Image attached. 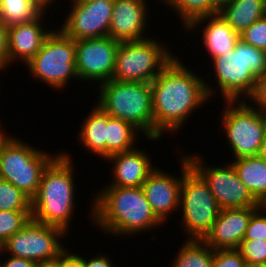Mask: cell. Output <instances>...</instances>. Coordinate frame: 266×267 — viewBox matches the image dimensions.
I'll use <instances>...</instances> for the list:
<instances>
[{
    "label": "cell",
    "mask_w": 266,
    "mask_h": 267,
    "mask_svg": "<svg viewBox=\"0 0 266 267\" xmlns=\"http://www.w3.org/2000/svg\"><path fill=\"white\" fill-rule=\"evenodd\" d=\"M185 65L176 55L150 83L154 138L168 132L177 135L190 115L210 99L201 74Z\"/></svg>",
    "instance_id": "6da1fadb"
},
{
    "label": "cell",
    "mask_w": 266,
    "mask_h": 267,
    "mask_svg": "<svg viewBox=\"0 0 266 267\" xmlns=\"http://www.w3.org/2000/svg\"><path fill=\"white\" fill-rule=\"evenodd\" d=\"M90 204L93 225L109 236L132 237L164 224L152 210L142 187L104 186Z\"/></svg>",
    "instance_id": "7a4b0ae2"
},
{
    "label": "cell",
    "mask_w": 266,
    "mask_h": 267,
    "mask_svg": "<svg viewBox=\"0 0 266 267\" xmlns=\"http://www.w3.org/2000/svg\"><path fill=\"white\" fill-rule=\"evenodd\" d=\"M71 155L59 153L44 169L39 189L31 200L32 218L63 229L67 234L76 203V184Z\"/></svg>",
    "instance_id": "3957f363"
},
{
    "label": "cell",
    "mask_w": 266,
    "mask_h": 267,
    "mask_svg": "<svg viewBox=\"0 0 266 267\" xmlns=\"http://www.w3.org/2000/svg\"><path fill=\"white\" fill-rule=\"evenodd\" d=\"M210 61L212 70H215L212 77L216 78L213 80L216 84L210 86V82L205 80V85L211 100L216 92L224 101L246 100L252 93L257 78L266 74V51L250 46L241 39L233 50Z\"/></svg>",
    "instance_id": "277c9868"
},
{
    "label": "cell",
    "mask_w": 266,
    "mask_h": 267,
    "mask_svg": "<svg viewBox=\"0 0 266 267\" xmlns=\"http://www.w3.org/2000/svg\"><path fill=\"white\" fill-rule=\"evenodd\" d=\"M99 105L108 115L131 123L147 140L154 138L151 84L119 82L113 79L99 85Z\"/></svg>",
    "instance_id": "5b68a950"
},
{
    "label": "cell",
    "mask_w": 266,
    "mask_h": 267,
    "mask_svg": "<svg viewBox=\"0 0 266 267\" xmlns=\"http://www.w3.org/2000/svg\"><path fill=\"white\" fill-rule=\"evenodd\" d=\"M152 37L119 43L113 80L151 83L174 59L175 53L170 51L172 49L165 42Z\"/></svg>",
    "instance_id": "8992f818"
},
{
    "label": "cell",
    "mask_w": 266,
    "mask_h": 267,
    "mask_svg": "<svg viewBox=\"0 0 266 267\" xmlns=\"http://www.w3.org/2000/svg\"><path fill=\"white\" fill-rule=\"evenodd\" d=\"M179 210L187 239L203 240L210 232L221 208L207 182L190 165L183 171ZM187 233V234H186Z\"/></svg>",
    "instance_id": "52a82bcc"
},
{
    "label": "cell",
    "mask_w": 266,
    "mask_h": 267,
    "mask_svg": "<svg viewBox=\"0 0 266 267\" xmlns=\"http://www.w3.org/2000/svg\"><path fill=\"white\" fill-rule=\"evenodd\" d=\"M39 150L13 136L0 155V179L10 182L32 200L39 189L44 169L58 155Z\"/></svg>",
    "instance_id": "ba28073f"
},
{
    "label": "cell",
    "mask_w": 266,
    "mask_h": 267,
    "mask_svg": "<svg viewBox=\"0 0 266 267\" xmlns=\"http://www.w3.org/2000/svg\"><path fill=\"white\" fill-rule=\"evenodd\" d=\"M32 77L53 89H64L76 71V44L61 29L52 30L40 51L25 66Z\"/></svg>",
    "instance_id": "9c48e42d"
},
{
    "label": "cell",
    "mask_w": 266,
    "mask_h": 267,
    "mask_svg": "<svg viewBox=\"0 0 266 267\" xmlns=\"http://www.w3.org/2000/svg\"><path fill=\"white\" fill-rule=\"evenodd\" d=\"M246 101H224L221 109L220 123H223L232 159L258 155L266 137V113L252 108Z\"/></svg>",
    "instance_id": "30bf717a"
},
{
    "label": "cell",
    "mask_w": 266,
    "mask_h": 267,
    "mask_svg": "<svg viewBox=\"0 0 266 267\" xmlns=\"http://www.w3.org/2000/svg\"><path fill=\"white\" fill-rule=\"evenodd\" d=\"M67 233L56 226L35 221L33 218L4 242V254L38 263L56 260L67 248L60 241ZM6 252V253H5Z\"/></svg>",
    "instance_id": "8fae6325"
},
{
    "label": "cell",
    "mask_w": 266,
    "mask_h": 267,
    "mask_svg": "<svg viewBox=\"0 0 266 267\" xmlns=\"http://www.w3.org/2000/svg\"><path fill=\"white\" fill-rule=\"evenodd\" d=\"M185 154L190 165L207 182L221 209L261 206L240 180L230 161L224 167H218L216 164L207 166L208 163L204 162L205 158L202 155L200 156L196 152L195 154Z\"/></svg>",
    "instance_id": "7c38bea8"
},
{
    "label": "cell",
    "mask_w": 266,
    "mask_h": 267,
    "mask_svg": "<svg viewBox=\"0 0 266 267\" xmlns=\"http://www.w3.org/2000/svg\"><path fill=\"white\" fill-rule=\"evenodd\" d=\"M72 1V2H71ZM60 29L75 41L109 36L114 0H71Z\"/></svg>",
    "instance_id": "4fadbf2b"
},
{
    "label": "cell",
    "mask_w": 266,
    "mask_h": 267,
    "mask_svg": "<svg viewBox=\"0 0 266 267\" xmlns=\"http://www.w3.org/2000/svg\"><path fill=\"white\" fill-rule=\"evenodd\" d=\"M76 44L79 80L102 84L112 79L119 42L109 36L80 39Z\"/></svg>",
    "instance_id": "5bb4252c"
},
{
    "label": "cell",
    "mask_w": 266,
    "mask_h": 267,
    "mask_svg": "<svg viewBox=\"0 0 266 267\" xmlns=\"http://www.w3.org/2000/svg\"><path fill=\"white\" fill-rule=\"evenodd\" d=\"M180 152L181 173L180 176H172L156 167L141 186L147 201L156 216L165 224L175 211H179L180 188L183 179V171L190 166L186 154ZM182 155V156H181ZM171 214V215H170ZM169 217V218H168Z\"/></svg>",
    "instance_id": "9a60e30c"
},
{
    "label": "cell",
    "mask_w": 266,
    "mask_h": 267,
    "mask_svg": "<svg viewBox=\"0 0 266 267\" xmlns=\"http://www.w3.org/2000/svg\"><path fill=\"white\" fill-rule=\"evenodd\" d=\"M148 3L147 0H114L109 37L119 43L151 37L145 32L149 26Z\"/></svg>",
    "instance_id": "2e32d148"
},
{
    "label": "cell",
    "mask_w": 266,
    "mask_h": 267,
    "mask_svg": "<svg viewBox=\"0 0 266 267\" xmlns=\"http://www.w3.org/2000/svg\"><path fill=\"white\" fill-rule=\"evenodd\" d=\"M46 12L47 10H43L38 16L27 22L8 25V68L19 60L27 65L40 51L44 40L52 31L47 29L44 24L45 20L43 19L47 15Z\"/></svg>",
    "instance_id": "e0dca14e"
},
{
    "label": "cell",
    "mask_w": 266,
    "mask_h": 267,
    "mask_svg": "<svg viewBox=\"0 0 266 267\" xmlns=\"http://www.w3.org/2000/svg\"><path fill=\"white\" fill-rule=\"evenodd\" d=\"M259 207L221 209L212 229L203 241L213 250L238 249L249 220Z\"/></svg>",
    "instance_id": "ac0fdd59"
},
{
    "label": "cell",
    "mask_w": 266,
    "mask_h": 267,
    "mask_svg": "<svg viewBox=\"0 0 266 267\" xmlns=\"http://www.w3.org/2000/svg\"><path fill=\"white\" fill-rule=\"evenodd\" d=\"M146 148H134L132 150L115 153L105 159L113 164L110 183L105 186L118 187H141L143 182L148 178L150 173L156 168L152 165L151 158L146 153ZM113 179V180H112Z\"/></svg>",
    "instance_id": "d6986e66"
},
{
    "label": "cell",
    "mask_w": 266,
    "mask_h": 267,
    "mask_svg": "<svg viewBox=\"0 0 266 267\" xmlns=\"http://www.w3.org/2000/svg\"><path fill=\"white\" fill-rule=\"evenodd\" d=\"M198 28H203L201 35L205 47L202 48H205L207 54H209L208 59H213L227 51L233 50L240 39V34L219 13L194 20L185 28V32L192 33V31L198 30Z\"/></svg>",
    "instance_id": "ffe728a7"
},
{
    "label": "cell",
    "mask_w": 266,
    "mask_h": 267,
    "mask_svg": "<svg viewBox=\"0 0 266 267\" xmlns=\"http://www.w3.org/2000/svg\"><path fill=\"white\" fill-rule=\"evenodd\" d=\"M84 118L78 132L79 135H77L81 146L90 154L106 159L107 113L95 103L87 117Z\"/></svg>",
    "instance_id": "44dd1931"
},
{
    "label": "cell",
    "mask_w": 266,
    "mask_h": 267,
    "mask_svg": "<svg viewBox=\"0 0 266 267\" xmlns=\"http://www.w3.org/2000/svg\"><path fill=\"white\" fill-rule=\"evenodd\" d=\"M240 180L252 196L261 204H266V161L256 156L232 159L230 162Z\"/></svg>",
    "instance_id": "7402d4cb"
},
{
    "label": "cell",
    "mask_w": 266,
    "mask_h": 267,
    "mask_svg": "<svg viewBox=\"0 0 266 267\" xmlns=\"http://www.w3.org/2000/svg\"><path fill=\"white\" fill-rule=\"evenodd\" d=\"M219 14L239 34L266 16V0H230Z\"/></svg>",
    "instance_id": "603a6c76"
},
{
    "label": "cell",
    "mask_w": 266,
    "mask_h": 267,
    "mask_svg": "<svg viewBox=\"0 0 266 267\" xmlns=\"http://www.w3.org/2000/svg\"><path fill=\"white\" fill-rule=\"evenodd\" d=\"M138 134L142 133L131 123L107 114L106 158L137 147Z\"/></svg>",
    "instance_id": "cb8c5ba5"
},
{
    "label": "cell",
    "mask_w": 266,
    "mask_h": 267,
    "mask_svg": "<svg viewBox=\"0 0 266 267\" xmlns=\"http://www.w3.org/2000/svg\"><path fill=\"white\" fill-rule=\"evenodd\" d=\"M180 247L171 267H213V249L203 240L187 239Z\"/></svg>",
    "instance_id": "d4e9b609"
},
{
    "label": "cell",
    "mask_w": 266,
    "mask_h": 267,
    "mask_svg": "<svg viewBox=\"0 0 266 267\" xmlns=\"http://www.w3.org/2000/svg\"><path fill=\"white\" fill-rule=\"evenodd\" d=\"M164 6L171 7L181 19L185 29L194 20L219 13L210 0H162Z\"/></svg>",
    "instance_id": "484cf974"
},
{
    "label": "cell",
    "mask_w": 266,
    "mask_h": 267,
    "mask_svg": "<svg viewBox=\"0 0 266 267\" xmlns=\"http://www.w3.org/2000/svg\"><path fill=\"white\" fill-rule=\"evenodd\" d=\"M43 10L34 0H0V19L7 26L32 20Z\"/></svg>",
    "instance_id": "4316f807"
},
{
    "label": "cell",
    "mask_w": 266,
    "mask_h": 267,
    "mask_svg": "<svg viewBox=\"0 0 266 267\" xmlns=\"http://www.w3.org/2000/svg\"><path fill=\"white\" fill-rule=\"evenodd\" d=\"M31 210V200L16 186L0 179V211Z\"/></svg>",
    "instance_id": "83f0119b"
},
{
    "label": "cell",
    "mask_w": 266,
    "mask_h": 267,
    "mask_svg": "<svg viewBox=\"0 0 266 267\" xmlns=\"http://www.w3.org/2000/svg\"><path fill=\"white\" fill-rule=\"evenodd\" d=\"M32 218L31 210L0 211V240L5 242Z\"/></svg>",
    "instance_id": "f1b7e54d"
},
{
    "label": "cell",
    "mask_w": 266,
    "mask_h": 267,
    "mask_svg": "<svg viewBox=\"0 0 266 267\" xmlns=\"http://www.w3.org/2000/svg\"><path fill=\"white\" fill-rule=\"evenodd\" d=\"M238 250L246 263L266 264V240H242Z\"/></svg>",
    "instance_id": "f546056e"
},
{
    "label": "cell",
    "mask_w": 266,
    "mask_h": 267,
    "mask_svg": "<svg viewBox=\"0 0 266 267\" xmlns=\"http://www.w3.org/2000/svg\"><path fill=\"white\" fill-rule=\"evenodd\" d=\"M240 39L250 46L266 51V16L245 29L240 34Z\"/></svg>",
    "instance_id": "4dcf8cb0"
},
{
    "label": "cell",
    "mask_w": 266,
    "mask_h": 267,
    "mask_svg": "<svg viewBox=\"0 0 266 267\" xmlns=\"http://www.w3.org/2000/svg\"><path fill=\"white\" fill-rule=\"evenodd\" d=\"M266 240V206L261 205L251 216L243 240Z\"/></svg>",
    "instance_id": "1f68e13d"
},
{
    "label": "cell",
    "mask_w": 266,
    "mask_h": 267,
    "mask_svg": "<svg viewBox=\"0 0 266 267\" xmlns=\"http://www.w3.org/2000/svg\"><path fill=\"white\" fill-rule=\"evenodd\" d=\"M245 263L238 249L213 250V267H244Z\"/></svg>",
    "instance_id": "d6a6232c"
},
{
    "label": "cell",
    "mask_w": 266,
    "mask_h": 267,
    "mask_svg": "<svg viewBox=\"0 0 266 267\" xmlns=\"http://www.w3.org/2000/svg\"><path fill=\"white\" fill-rule=\"evenodd\" d=\"M247 100L249 101V105L252 108L257 109L262 113H266V74L257 78L254 89L252 93L247 97Z\"/></svg>",
    "instance_id": "836d02e7"
},
{
    "label": "cell",
    "mask_w": 266,
    "mask_h": 267,
    "mask_svg": "<svg viewBox=\"0 0 266 267\" xmlns=\"http://www.w3.org/2000/svg\"><path fill=\"white\" fill-rule=\"evenodd\" d=\"M6 68H8V26L0 19V72Z\"/></svg>",
    "instance_id": "e575fe53"
},
{
    "label": "cell",
    "mask_w": 266,
    "mask_h": 267,
    "mask_svg": "<svg viewBox=\"0 0 266 267\" xmlns=\"http://www.w3.org/2000/svg\"><path fill=\"white\" fill-rule=\"evenodd\" d=\"M57 267H84L83 257L67 249L57 258Z\"/></svg>",
    "instance_id": "d590c367"
},
{
    "label": "cell",
    "mask_w": 266,
    "mask_h": 267,
    "mask_svg": "<svg viewBox=\"0 0 266 267\" xmlns=\"http://www.w3.org/2000/svg\"><path fill=\"white\" fill-rule=\"evenodd\" d=\"M83 265L84 267H116V265L111 262L109 256L107 257L102 254H99L98 256L96 254V256H93L88 260L83 258Z\"/></svg>",
    "instance_id": "8d00e7d4"
},
{
    "label": "cell",
    "mask_w": 266,
    "mask_h": 267,
    "mask_svg": "<svg viewBox=\"0 0 266 267\" xmlns=\"http://www.w3.org/2000/svg\"><path fill=\"white\" fill-rule=\"evenodd\" d=\"M1 265L3 267H36L37 263L28 259L15 256H7L6 260H2Z\"/></svg>",
    "instance_id": "74e56055"
},
{
    "label": "cell",
    "mask_w": 266,
    "mask_h": 267,
    "mask_svg": "<svg viewBox=\"0 0 266 267\" xmlns=\"http://www.w3.org/2000/svg\"><path fill=\"white\" fill-rule=\"evenodd\" d=\"M1 126H3V125H2L1 120H0V155H1L3 147L13 137L12 133H10L11 135L9 133H6L5 129L2 128Z\"/></svg>",
    "instance_id": "f35d334b"
},
{
    "label": "cell",
    "mask_w": 266,
    "mask_h": 267,
    "mask_svg": "<svg viewBox=\"0 0 266 267\" xmlns=\"http://www.w3.org/2000/svg\"><path fill=\"white\" fill-rule=\"evenodd\" d=\"M38 5H40L44 10H49L52 4L56 2L55 0H34ZM48 8V9H47Z\"/></svg>",
    "instance_id": "ab89813d"
},
{
    "label": "cell",
    "mask_w": 266,
    "mask_h": 267,
    "mask_svg": "<svg viewBox=\"0 0 266 267\" xmlns=\"http://www.w3.org/2000/svg\"><path fill=\"white\" fill-rule=\"evenodd\" d=\"M258 156L263 158L266 161V137H265V139L263 140V142H262V144L260 146V150H259Z\"/></svg>",
    "instance_id": "60d3db41"
},
{
    "label": "cell",
    "mask_w": 266,
    "mask_h": 267,
    "mask_svg": "<svg viewBox=\"0 0 266 267\" xmlns=\"http://www.w3.org/2000/svg\"><path fill=\"white\" fill-rule=\"evenodd\" d=\"M230 0H210V2L220 10L224 5H226Z\"/></svg>",
    "instance_id": "b9f144b4"
},
{
    "label": "cell",
    "mask_w": 266,
    "mask_h": 267,
    "mask_svg": "<svg viewBox=\"0 0 266 267\" xmlns=\"http://www.w3.org/2000/svg\"><path fill=\"white\" fill-rule=\"evenodd\" d=\"M36 267H57V259L51 262L38 263Z\"/></svg>",
    "instance_id": "7bdbcfd3"
},
{
    "label": "cell",
    "mask_w": 266,
    "mask_h": 267,
    "mask_svg": "<svg viewBox=\"0 0 266 267\" xmlns=\"http://www.w3.org/2000/svg\"><path fill=\"white\" fill-rule=\"evenodd\" d=\"M244 267H266V264H261V263H245Z\"/></svg>",
    "instance_id": "ee69618b"
},
{
    "label": "cell",
    "mask_w": 266,
    "mask_h": 267,
    "mask_svg": "<svg viewBox=\"0 0 266 267\" xmlns=\"http://www.w3.org/2000/svg\"><path fill=\"white\" fill-rule=\"evenodd\" d=\"M4 253V242L0 240V255L4 257L2 254Z\"/></svg>",
    "instance_id": "f6af8a7d"
}]
</instances>
